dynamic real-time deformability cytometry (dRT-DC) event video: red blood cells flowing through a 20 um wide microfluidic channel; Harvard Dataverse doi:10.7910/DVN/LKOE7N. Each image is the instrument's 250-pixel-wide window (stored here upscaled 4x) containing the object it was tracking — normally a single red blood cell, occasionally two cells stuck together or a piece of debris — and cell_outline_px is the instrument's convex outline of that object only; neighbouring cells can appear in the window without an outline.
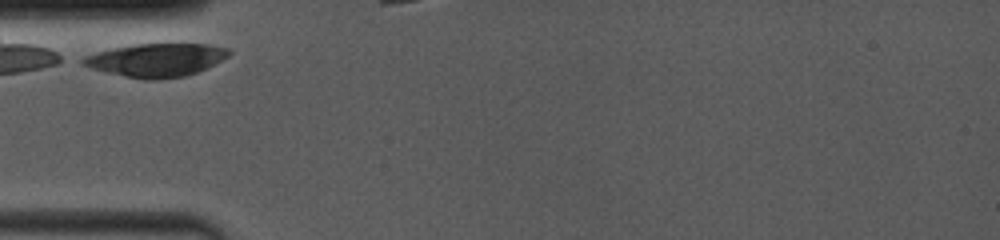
{"species": "common noctule bat (a hibernating species)", "species_latin": "Nyctalus noctula", "temperature_condition": "room temperature", "stored_images_in_passage": 8, "camera_frame_rate_fps": 4000, "um_per_image_px": 0.085, "animal": {"sex": "female", "body_mass_g": 19.0, "forearm_length_mm": 53.3}, "frame": {"image": 1, "passage_image": 1, "time_ms": 0.0, "image_size_px": [1000, 240], "cell_outline_px": [[232, 52], [228, 56], [196, 72], [184, 76], [156, 80], [152, 80], [124, 76], [92, 68], [80, 64], [76, 60], [84, 56], [96, 52], [112, 48], [136, 44], [208, 44], [228, 48]], "centroid_in_image_um": [13.22, 5.09], "position_along_channel_um": 71.8, "area_um2": 28.03}}